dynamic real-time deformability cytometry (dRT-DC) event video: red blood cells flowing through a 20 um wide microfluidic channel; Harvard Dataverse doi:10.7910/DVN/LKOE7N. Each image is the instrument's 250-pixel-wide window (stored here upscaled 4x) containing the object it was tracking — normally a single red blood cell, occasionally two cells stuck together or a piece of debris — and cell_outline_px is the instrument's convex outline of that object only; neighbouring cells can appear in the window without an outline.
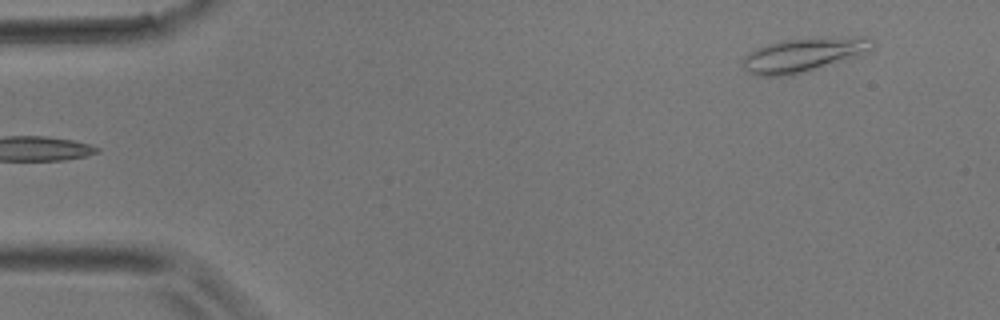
{"species": "common noctule bat (a hibernating species)", "species_latin": "Nyctalus noctula", "temperature_condition": "room temperature", "stored_images_in_passage": 4, "camera_frame_rate_fps": 3000, "um_per_image_px": 0.085, "animal": {"sex": "male", "body_mass_g": 17.9}, "frame": {"image": 1, "passage_image": 4, "time_ms": 1.0, "image_size_px": [1000, 320], "cell_outline_px": [[876, 44], [872, 48], [860, 56], [792, 76], [752, 76], [740, 64], [740, 60], [748, 52], [756, 48], [780, 40], [852, 36], [872, 36]], "centroid_in_image_um": [68.31, 4.67], "position_along_channel_um": 16.7, "area_um2": 26.41}}